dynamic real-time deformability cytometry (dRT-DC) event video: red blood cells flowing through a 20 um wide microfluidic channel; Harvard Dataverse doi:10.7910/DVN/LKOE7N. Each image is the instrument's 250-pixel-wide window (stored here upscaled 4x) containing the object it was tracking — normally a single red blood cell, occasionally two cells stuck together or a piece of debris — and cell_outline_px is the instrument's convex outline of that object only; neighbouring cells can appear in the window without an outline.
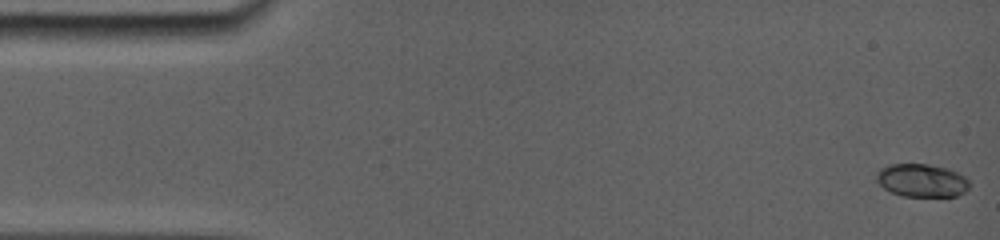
{"species": "common noctule bat (a hibernating species)", "species_latin": "Nyctalus noctula", "temperature_condition": "room temperature", "stored_images_in_passage": 41, "camera_frame_rate_fps": 5000, "um_per_image_px": 0.085, "animal": {"sex": "female", "body_mass_g": 19.0, "forearm_length_mm": 56.7}, "frame": {"image": 1, "passage_image": 1, "time_ms": 0.0, "image_size_px": [1000, 240], "cell_outline_px": [[968, 188], [964, 192], [956, 196], [900, 196], [884, 188], [880, 184], [876, 176], [884, 168], [896, 164], [924, 164], [944, 168], [956, 172], [964, 176], [968, 180]], "centroid_in_image_um": [78.38, 15.36], "position_along_channel_um": 6.6, "area_um2": 17.34}}
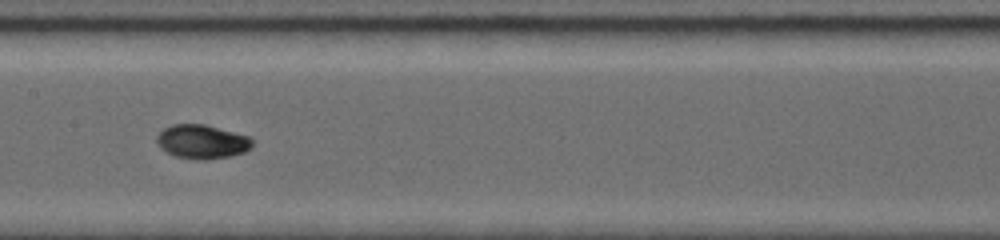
{"frame": {"image": 2, "passage_image": 21, "time_ms": 8.0, "image_size_px": [1000, 240], "cell_outline_px": [[252, 144], [244, 152], [228, 156], [176, 156], [168, 152], [156, 140], [160, 132], [164, 128], [172, 124], [204, 124], [248, 136], [252, 140]], "centroid_in_image_um": [17.17, 11.97], "position_along_channel_um": 190.2, "area_um2": 17.57}}
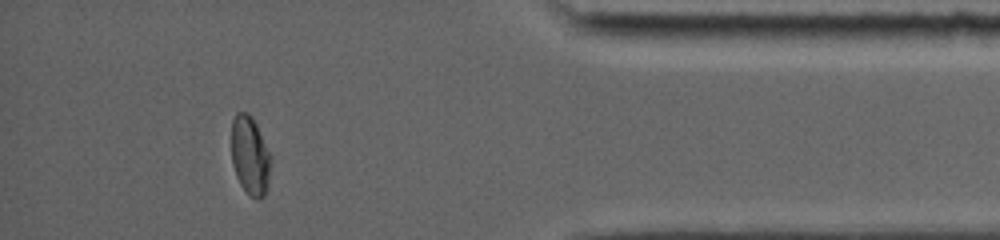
{"frame": {"image": 3, "passage_image": 36, "time_ms": 14.4, "image_size_px": [1000, 240], "cell_outline_px": [[272, 160], [268, 180], [264, 196], [260, 200], [256, 200], [240, 184], [236, 176], [232, 164], [232, 120], [236, 112], [248, 112], [252, 116], [256, 124]], "centroid_in_image_um": [21.25, 13.21], "position_along_channel_um": 414.0, "area_um2": 17.92}, "authors_computed_cell_mechanics": {"area_um2": 17.918, "velocity_mm_per_s": 3.8778, "shape_relaxation_time_tau1_ms": 4.8747, "shape_relaxation_time_tau2_ms": null, "deformation_change_tau1": 0.19, "deformation_change_tau2": null}}